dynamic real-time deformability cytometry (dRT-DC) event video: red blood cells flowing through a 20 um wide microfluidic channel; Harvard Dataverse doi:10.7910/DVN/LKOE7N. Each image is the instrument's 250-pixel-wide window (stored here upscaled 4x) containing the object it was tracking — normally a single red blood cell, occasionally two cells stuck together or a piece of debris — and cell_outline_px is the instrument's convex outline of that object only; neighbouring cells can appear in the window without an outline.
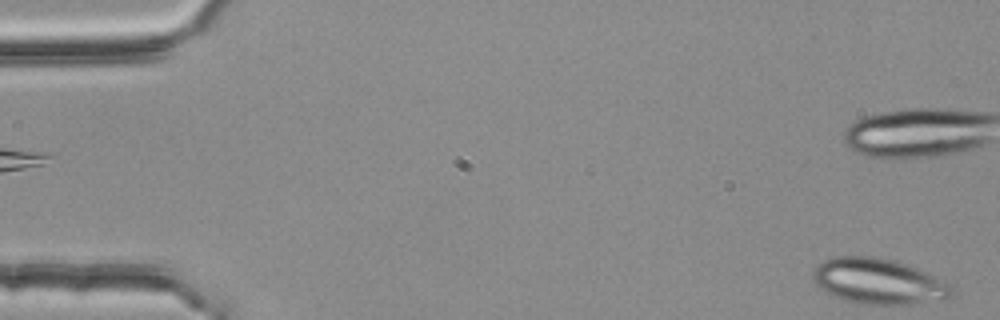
{"species": "common noctule bat (a hibernating species)", "species_latin": "Nyctalus noctula", "temperature_condition": "room temperature", "stored_images_in_passage": 4, "segment_of_instrument_passage": [2, 2], "camera_frame_rate_fps": 3000, "um_per_image_px": 0.085, "animal": {"sex": "female", "body_mass_g": 25.1}, "frame": {"image": 1, "passage_image": 4, "time_ms": 1.0, "image_size_px": [1000, 320], "cell_outline_px": [[956, 292], [952, 296], [904, 304], [856, 304], [844, 300], [820, 288], [816, 284], [812, 276], [812, 272], [816, 264], [832, 256], [876, 256], [892, 260], [916, 268], [952, 284], [956, 288]], "centroid_in_image_um": [74.63, 23.89], "position_along_channel_um": 10.4, "area_um2": 36.65}}